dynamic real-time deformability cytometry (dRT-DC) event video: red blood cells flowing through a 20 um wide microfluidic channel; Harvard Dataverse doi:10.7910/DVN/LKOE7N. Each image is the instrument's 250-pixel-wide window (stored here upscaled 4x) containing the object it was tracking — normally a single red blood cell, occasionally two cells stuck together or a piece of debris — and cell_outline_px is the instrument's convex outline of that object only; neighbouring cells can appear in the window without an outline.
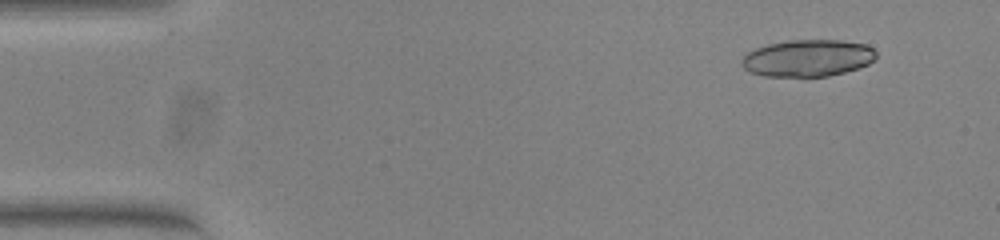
{"species": "common noctule bat (a hibernating species)", "species_latin": "Nyctalus noctula", "temperature_condition": "warm", "stored_images_in_passage": 8, "camera_frame_rate_fps": 3000, "um_per_image_px": 0.085, "animal": {"sex": "female", "body_mass_g": 23.0, "forearm_length_mm": 53.4}, "frame": {"image": 1, "passage_image": 1, "time_ms": 0.0, "image_size_px": [1000, 240], "cell_outline_px": [[876, 60], [868, 64], [844, 72], [828, 76], [764, 76], [752, 72], [744, 68], [740, 60], [748, 52], [756, 48], [768, 44], [788, 40], [840, 40], [868, 44], [876, 52]], "centroid_in_image_um": [68.68, 4.93], "position_along_channel_um": 16.3, "area_um2": 28.9}}